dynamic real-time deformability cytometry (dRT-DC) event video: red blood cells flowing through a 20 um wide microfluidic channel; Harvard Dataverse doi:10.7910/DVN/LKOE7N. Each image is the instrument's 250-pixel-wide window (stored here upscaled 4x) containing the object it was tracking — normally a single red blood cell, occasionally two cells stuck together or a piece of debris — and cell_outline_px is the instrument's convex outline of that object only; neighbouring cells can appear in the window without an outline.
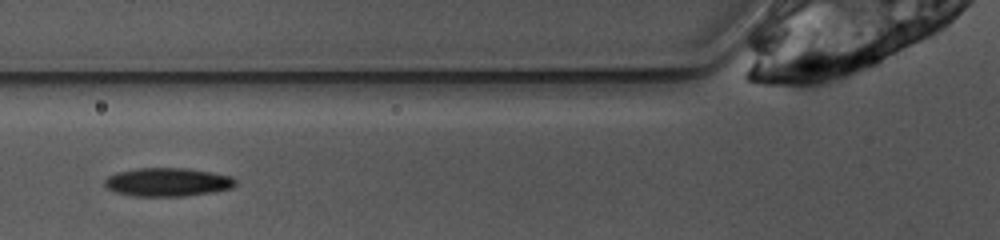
{"species": "common noctule bat (a hibernating species)", "species_latin": "Nyctalus noctula", "temperature_condition": "warm", "stored_images_in_passage": 27, "camera_frame_rate_fps": 3000, "um_per_image_px": 0.085, "animal": {"sex": "female", "body_mass_g": 10.0, "forearm_length_mm": 53.1}, "frame": {"image": 1, "passage_image": 5, "time_ms": 1.333, "image_size_px": [1000, 240], "cell_outline_px": [[236, 184], [232, 188], [212, 192], [184, 196], [136, 196], [112, 192], [104, 184], [104, 180], [108, 176], [116, 172], [136, 168], [188, 168], [212, 172], [232, 176], [236, 180]], "centroid_in_image_um": [14.24, 15.47], "position_along_channel_um": 111.6, "area_um2": 21.91}}
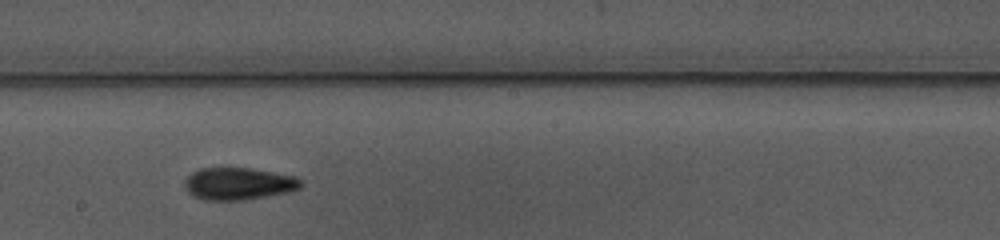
{"frame": {"image": 2, "passage_image": 14, "time_ms": 4.333, "image_size_px": [1000, 240], "cell_outline_px": [[304, 184], [300, 188], [288, 192], [244, 200], [208, 200], [192, 196], [184, 188], [184, 180], [192, 172], [200, 168], [252, 168], [276, 172], [296, 176], [304, 180]], "centroid_in_image_um": [20.3, 15.6], "position_along_channel_um": 227.9, "area_um2": 22.14}}
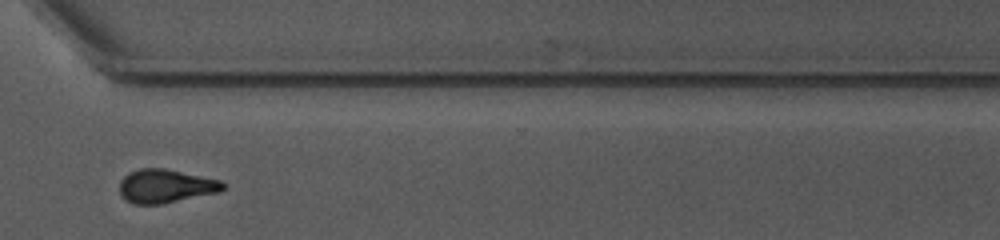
{"frame": {"image": 3, "passage_image": 24, "time_ms": 7.667, "image_size_px": [1000, 240], "cell_outline_px": [[228, 184], [220, 192], [164, 204], [132, 204], [120, 192], [120, 180], [128, 172], [140, 168], [164, 168], [220, 180]], "centroid_in_image_um": [14.11, 15.82], "position_along_channel_um": 356.5, "area_um2": 20.35}, "authors_computed_cell_mechanics": {"area_um2": 21.2704, "velocity_mm_per_s": 3.8687, "shape_relaxation_time_tau1_ms": 11.0783, "shape_relaxation_time_tau2_ms": 8.0451, "deformation_change_tau1": 0.2714, "deformation_change_tau2": 0.1554}}